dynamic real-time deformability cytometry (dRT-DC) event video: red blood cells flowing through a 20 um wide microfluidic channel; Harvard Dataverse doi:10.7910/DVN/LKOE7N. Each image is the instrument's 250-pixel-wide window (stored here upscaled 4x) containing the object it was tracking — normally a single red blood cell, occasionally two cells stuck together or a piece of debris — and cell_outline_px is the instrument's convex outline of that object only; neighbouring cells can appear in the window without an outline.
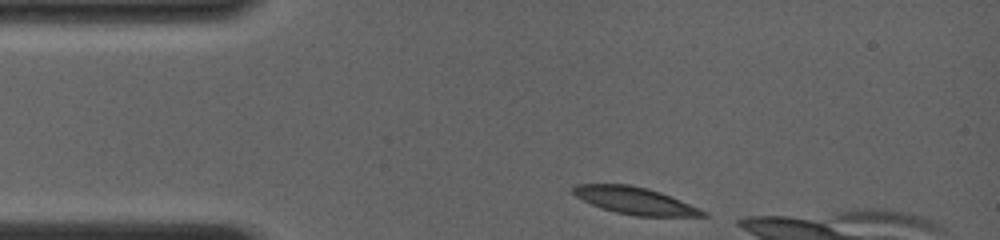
{"species": "common noctule bat (a hibernating species)", "species_latin": "Nyctalus noctula", "temperature_condition": "room temperature", "stored_images_in_passage": 30, "camera_frame_rate_fps": 4000, "um_per_image_px": 0.085, "animal": {"sex": "female", "body_mass_g": 19.0, "forearm_length_mm": 56.7}, "frame": {"image": 1, "passage_image": 1, "time_ms": 0.0, "image_size_px": [1000, 240], "cell_outline_px": [[708, 216], [636, 216], [616, 212], [592, 204], [576, 196], [572, 192], [572, 188], [576, 184], [632, 184], [648, 188], [660, 192], [680, 200], [708, 212]], "centroid_in_image_um": [53.98, 17.05], "position_along_channel_um": 31.0, "area_um2": 20.29}}
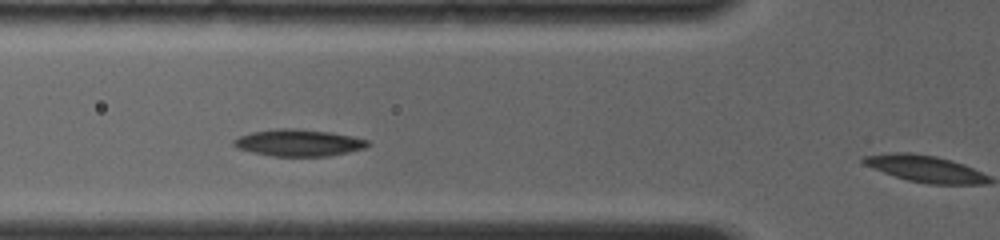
{"frame": {"image": 2, "passage_image": 12, "time_ms": 2.75, "image_size_px": [1000, 240], "cell_outline_px": [[368, 144], [364, 148], [348, 152], [328, 156], [272, 156], [252, 152], [236, 148], [232, 144], [232, 140], [240, 136], [252, 132], [276, 128], [300, 128], [332, 132], [352, 136], [368, 140]], "centroid_in_image_um": [25.35, 12.12], "position_along_channel_um": 100.5, "area_um2": 21.04}}
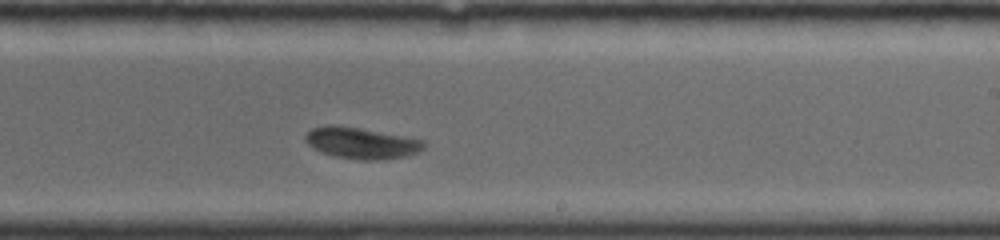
{"frame": {"image": 3, "passage_image": 28, "time_ms": 6.75, "image_size_px": [1000, 240], "cell_outline_px": [[428, 144], [420, 152], [408, 156], [380, 160], [360, 160], [336, 156], [312, 148], [304, 140], [304, 136], [312, 128], [324, 124], [332, 124], [360, 128], [424, 140]], "centroid_in_image_um": [30.74, 12.15], "position_along_channel_um": 258.3, "area_um2": 21.79}}